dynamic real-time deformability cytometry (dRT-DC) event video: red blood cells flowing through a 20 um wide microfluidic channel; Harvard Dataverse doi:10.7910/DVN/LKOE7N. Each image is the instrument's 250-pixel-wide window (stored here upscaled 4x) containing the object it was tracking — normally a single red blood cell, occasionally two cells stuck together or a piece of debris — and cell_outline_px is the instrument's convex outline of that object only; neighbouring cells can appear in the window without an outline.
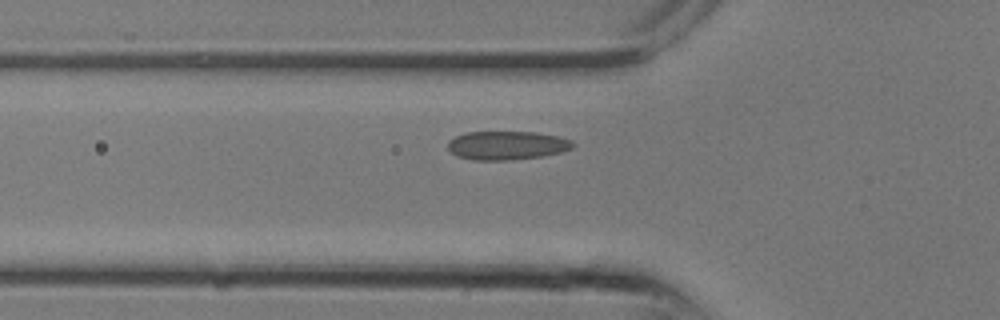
{"species": "common noctule bat (a hibernating species)", "species_latin": "Nyctalus noctula", "temperature_condition": "room temperature", "stored_images_in_passage": 9, "camera_frame_rate_fps": 3000, "um_per_image_px": 0.085, "animal": {"sex": "male", "body_mass_g": 13.3}, "frame": {"image": 1, "passage_image": 2, "time_ms": 0.333, "image_size_px": [1000, 320], "cell_outline_px": [[576, 144], [572, 148], [560, 152], [544, 156], [508, 160], [472, 160], [456, 156], [448, 148], [448, 140], [464, 132], [536, 132], [556, 136], [572, 140]], "centroid_in_image_um": [43.08, 12.36], "position_along_channel_um": 82.7, "area_um2": 20.98}}
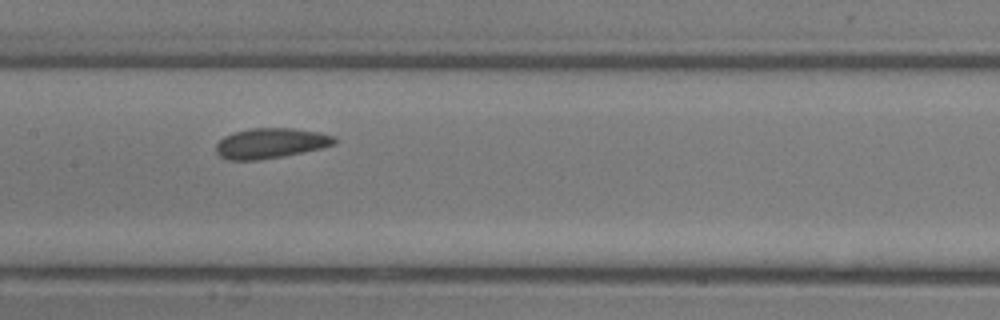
{"frame": {"image": 2, "passage_image": 6, "time_ms": 1.667, "image_size_px": [1000, 320], "cell_outline_px": [[336, 144], [320, 148], [284, 156], [260, 160], [228, 160], [220, 156], [216, 152], [216, 144], [224, 136], [236, 132], [252, 128], [292, 128], [320, 132], [336, 136]], "centroid_in_image_um": [23.02, 12.17], "position_along_channel_um": 184.4, "area_um2": 20.87}}
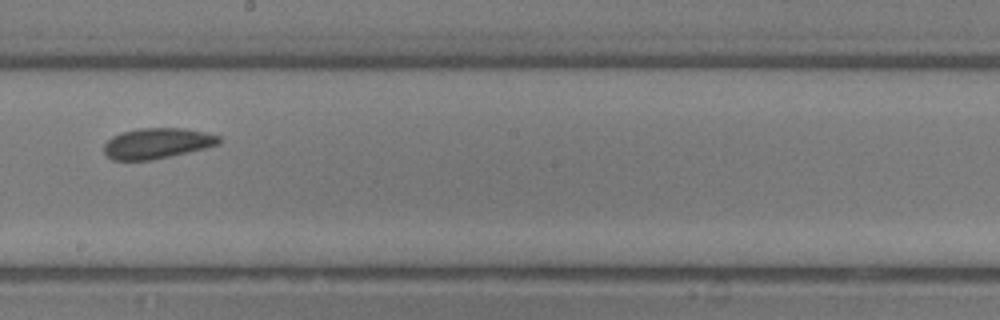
{"frame": {"image": 3, "passage_image": 8, "time_ms": 2.333, "image_size_px": [1000, 320], "cell_outline_px": [[220, 144], [172, 156], [152, 160], [112, 160], [104, 152], [104, 144], [112, 136], [120, 132], [140, 128], [184, 128], [204, 132], [220, 136]], "centroid_in_image_um": [13.34, 12.18], "position_along_channel_um": 234.9, "area_um2": 20.52}}